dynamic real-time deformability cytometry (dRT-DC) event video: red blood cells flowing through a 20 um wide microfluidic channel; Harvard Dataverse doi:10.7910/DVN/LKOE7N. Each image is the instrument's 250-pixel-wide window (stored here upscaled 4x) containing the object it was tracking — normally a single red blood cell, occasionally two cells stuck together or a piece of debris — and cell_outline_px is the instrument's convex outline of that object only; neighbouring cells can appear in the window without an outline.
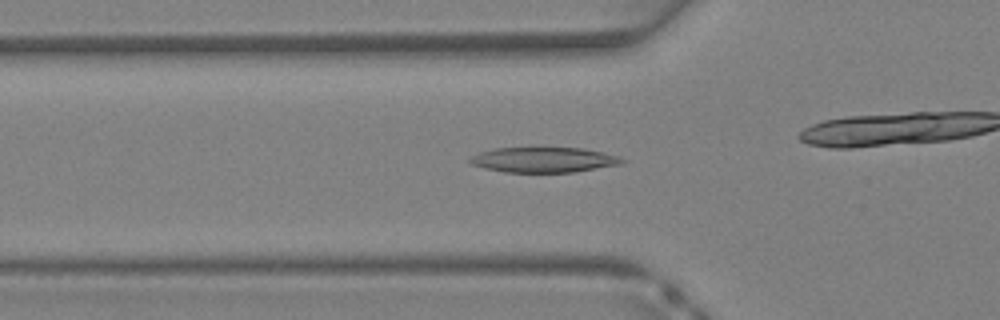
{"species": "Egyptian fruit bat (a non-hibernating species)", "species_latin": "Rousettus aegyptiacus", "temperature_condition": "warm", "stored_images_in_passage": 30, "camera_frame_rate_fps": 3000, "um_per_image_px": 0.085, "animal": {"sex": "female"}, "frame": {"image": 1, "passage_image": 13, "time_ms": 4.0, "image_size_px": [1000, 320], "cell_outline_px": [[624, 164], [572, 172], [504, 172], [484, 168], [472, 164], [468, 160], [472, 156], [480, 152], [496, 148], [584, 148], [616, 156], [624, 160]], "centroid_in_image_um": [46.2, 13.59], "position_along_channel_um": 79.6, "area_um2": 22.08}}
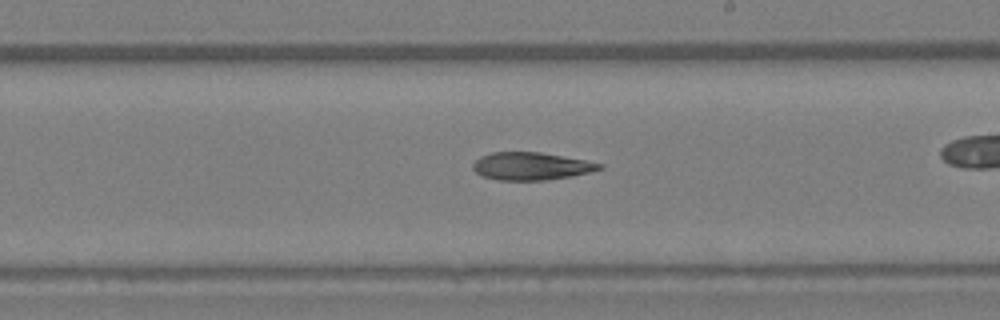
{"frame": {"image": 2, "passage_image": 22, "time_ms": 7.0, "image_size_px": [1000, 320], "cell_outline_px": [[604, 168], [572, 176], [544, 180], [500, 180], [484, 176], [476, 172], [472, 168], [472, 164], [480, 156], [492, 152], [540, 152], [584, 160], [604, 164]], "centroid_in_image_um": [45.14, 14.12], "position_along_channel_um": 243.9, "area_um2": 20.23}}